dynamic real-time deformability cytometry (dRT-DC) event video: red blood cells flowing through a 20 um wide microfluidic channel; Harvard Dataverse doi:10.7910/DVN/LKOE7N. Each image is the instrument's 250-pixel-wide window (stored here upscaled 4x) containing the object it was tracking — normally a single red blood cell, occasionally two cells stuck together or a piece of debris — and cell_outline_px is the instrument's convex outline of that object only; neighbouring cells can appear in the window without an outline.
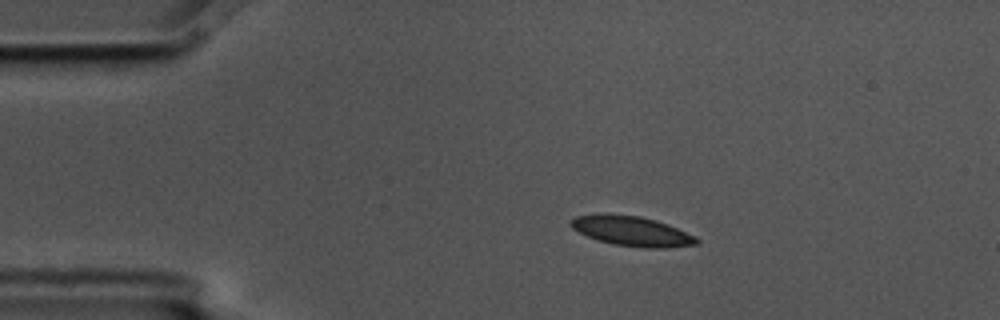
{"species": "common noctule bat (a hibernating species)", "species_latin": "Nyctalus noctula", "temperature_condition": "cold", "stored_images_in_passage": 9, "camera_frame_rate_fps": 3000, "um_per_image_px": 0.085, "animal": {"sex": "male", "body_mass_g": 17.5, "forearm_length_mm": 52.3}, "frame": {"image": 1, "passage_image": 1, "time_ms": 0.0, "image_size_px": [1000, 320], "cell_outline_px": [[700, 244], [668, 248], [644, 248], [612, 244], [596, 240], [572, 228], [568, 224], [576, 216], [596, 212], [608, 212], [640, 216], [656, 220], [668, 224], [696, 236], [700, 240]], "centroid_in_image_um": [53.7, 19.63], "position_along_channel_um": 31.3, "area_um2": 22.48}}
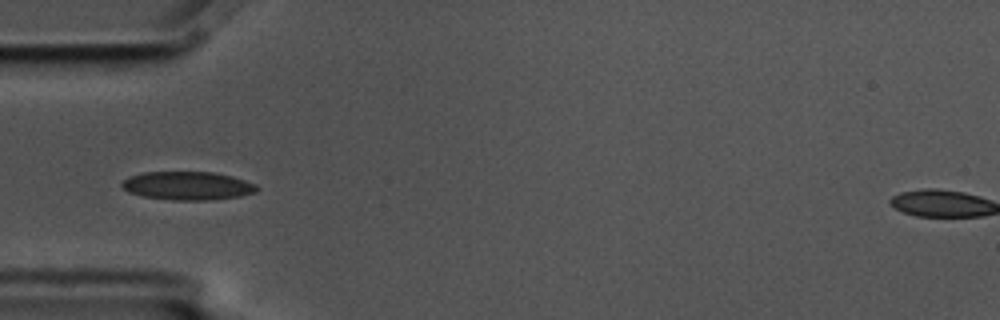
{"frame": {"image": 2, "passage_image": 3, "time_ms": 0.667, "image_size_px": [1000, 320], "cell_outline_px": [[260, 188], [256, 192], [240, 196], [212, 200], [172, 200], [144, 196], [128, 192], [120, 184], [124, 180], [132, 176], [144, 172], [212, 172], [232, 176], [256, 184]], "centroid_in_image_um": [15.99, 15.79], "position_along_channel_um": 69.0, "area_um2": 22.25}}
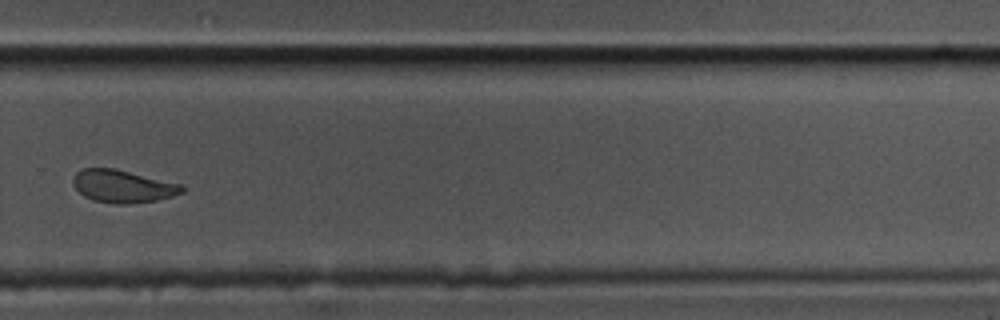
{"frame": {"image": 3, "passage_image": 9, "time_ms": 2.667, "image_size_px": [1000, 320], "cell_outline_px": [[184, 192], [172, 196], [156, 200], [128, 204], [112, 204], [92, 200], [84, 196], [72, 184], [72, 176], [76, 172], [84, 168], [116, 168], [184, 184]], "centroid_in_image_um": [10.44, 15.82], "position_along_channel_um": 319.4, "area_um2": 21.1}}